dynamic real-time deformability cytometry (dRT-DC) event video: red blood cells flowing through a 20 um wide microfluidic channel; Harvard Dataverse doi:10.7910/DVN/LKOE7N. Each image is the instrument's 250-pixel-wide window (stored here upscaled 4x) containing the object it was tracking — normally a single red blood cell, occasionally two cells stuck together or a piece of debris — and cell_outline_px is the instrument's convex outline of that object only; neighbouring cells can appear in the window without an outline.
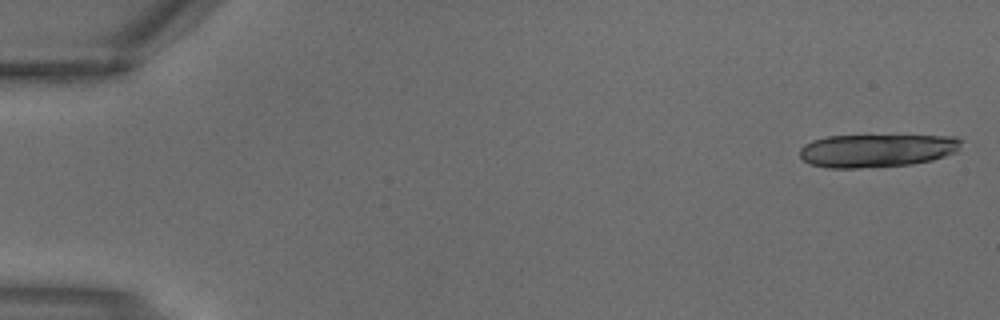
{"species": "common noctule bat (a hibernating species)", "species_latin": "Nyctalus noctula", "temperature_condition": "warm", "stored_images_in_passage": 3, "camera_frame_rate_fps": 3000, "um_per_image_px": 0.085, "animal": {"sex": "male", "body_mass_g": 18.8}, "frame": {"image": 1, "passage_image": 1, "time_ms": 0.0, "image_size_px": [1000, 320], "cell_outline_px": [[964, 140], [956, 152], [932, 160], [912, 164], [856, 168], [828, 168], [808, 164], [800, 156], [800, 148], [804, 144], [812, 140], [828, 136], [956, 136]], "centroid_in_image_um": [74.52, 12.79], "position_along_channel_um": 10.5, "area_um2": 31.15}}